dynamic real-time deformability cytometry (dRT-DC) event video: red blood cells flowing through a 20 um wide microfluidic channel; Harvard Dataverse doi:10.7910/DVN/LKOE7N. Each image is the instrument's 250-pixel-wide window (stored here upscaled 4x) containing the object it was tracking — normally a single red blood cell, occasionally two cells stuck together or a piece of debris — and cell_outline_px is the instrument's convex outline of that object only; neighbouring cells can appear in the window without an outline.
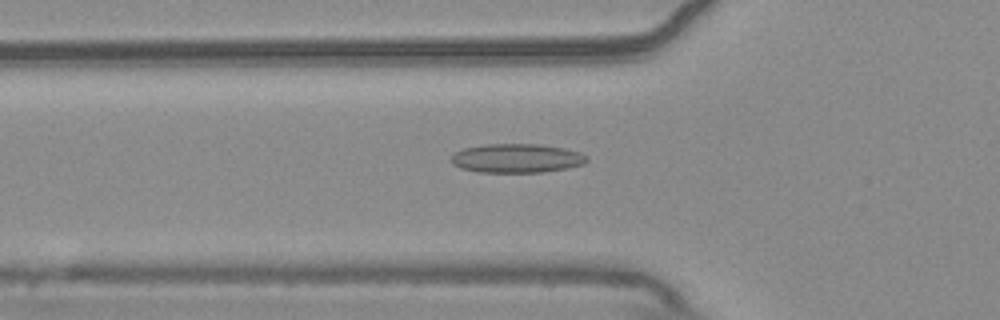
{"species": "common noctule bat (a hibernating species)", "species_latin": "Nyctalus noctula", "temperature_condition": "warm", "stored_images_in_passage": 55, "camera_frame_rate_fps": 3000, "um_per_image_px": 0.085, "animal": {"sex": "male", "body_mass_g": 20.4}, "frame": {"image": 1, "passage_image": 19, "time_ms": 6.0, "image_size_px": [1000, 320], "cell_outline_px": [[588, 160], [584, 164], [568, 168], [544, 172], [480, 172], [460, 168], [452, 164], [452, 156], [456, 152], [464, 148], [484, 144], [540, 144], [564, 148], [580, 152], [588, 156]], "centroid_in_image_um": [43.95, 13.45], "position_along_channel_um": 81.8, "area_um2": 23.0}}
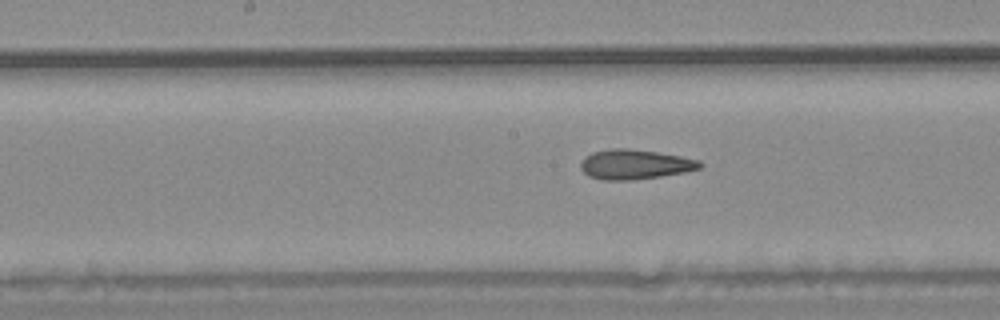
{"frame": {"image": 2, "passage_image": 28, "time_ms": 9.0, "image_size_px": [1000, 320], "cell_outline_px": [[704, 164], [700, 168], [684, 172], [660, 176], [628, 180], [600, 180], [588, 176], [580, 168], [580, 164], [592, 152], [612, 148], [628, 148], [656, 152], [680, 156], [700, 160]], "centroid_in_image_um": [53.97, 13.97], "position_along_channel_um": 194.2, "area_um2": 20.52}}
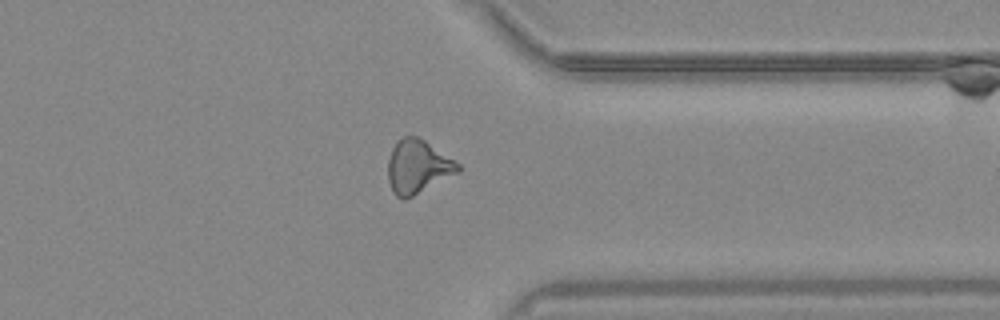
{"frame": {"image": 3, "passage_image": 43, "time_ms": 14.0, "image_size_px": [1000, 320], "cell_outline_px": [[460, 172], [404, 200], [396, 196], [392, 192], [388, 180], [388, 160], [392, 148], [404, 136], [416, 136], [424, 140], [460, 164]], "centroid_in_image_um": [35.5, 14.19], "position_along_channel_um": 375.9, "area_um2": 21.62}, "authors_computed_cell_mechanics": {"area_um2": 21.2126, "velocity_mm_per_s": 3.713, "shape_relaxation_time_tau1_ms": null, "shape_relaxation_time_tau2_ms": 2.8075, "deformation_change_tau1": null, "deformation_change_tau2": 0.1169}}